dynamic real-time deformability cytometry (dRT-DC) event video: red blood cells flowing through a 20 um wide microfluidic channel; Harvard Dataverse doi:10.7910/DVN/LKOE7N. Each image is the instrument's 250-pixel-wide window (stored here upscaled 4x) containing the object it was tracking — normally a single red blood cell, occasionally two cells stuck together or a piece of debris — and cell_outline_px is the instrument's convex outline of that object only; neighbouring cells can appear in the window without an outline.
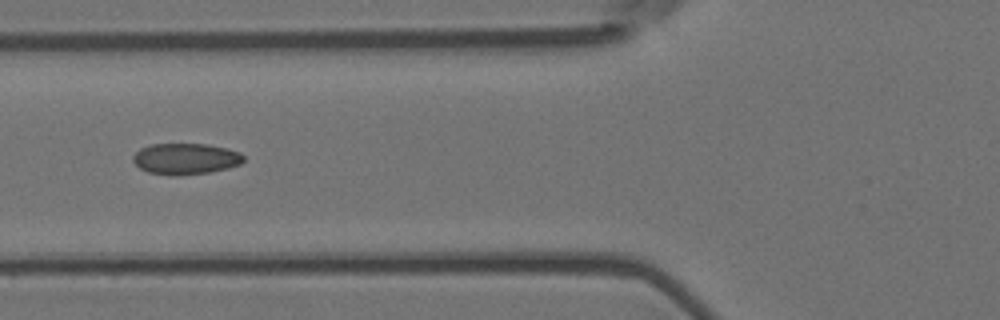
{"species": "Egyptian fruit bat (a non-hibernating species)", "species_latin": "Rousettus aegyptiacus", "temperature_condition": "room temperature", "stored_images_in_passage": 9, "camera_frame_rate_fps": 3000, "um_per_image_px": 0.085, "animal": {"sex": "female"}, "frame": {"image": 1, "passage_image": 6, "time_ms": 1.667, "image_size_px": [1000, 320], "cell_outline_px": [[244, 160], [240, 164], [228, 168], [208, 172], [176, 176], [172, 176], [148, 172], [140, 168], [132, 160], [132, 156], [140, 148], [152, 144], [208, 144], [228, 148], [240, 152], [244, 156]], "centroid_in_image_um": [15.78, 13.49], "position_along_channel_um": 110.0, "area_um2": 20.17}}
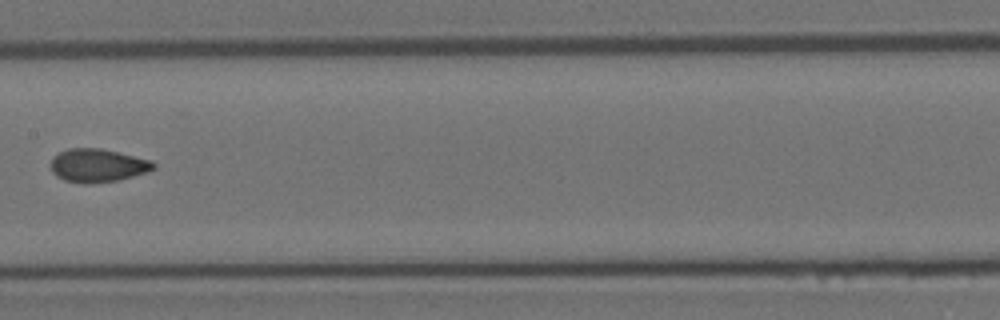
{"frame": {"image": 2, "passage_image": 8, "time_ms": 2.333, "image_size_px": [1000, 320], "cell_outline_px": [[156, 168], [148, 172], [120, 180], [88, 184], [84, 184], [64, 180], [56, 176], [52, 172], [48, 164], [52, 156], [68, 148], [100, 148], [152, 160], [156, 164]], "centroid_in_image_um": [8.28, 14.07], "position_along_channel_um": 199.1, "area_um2": 20.35}}
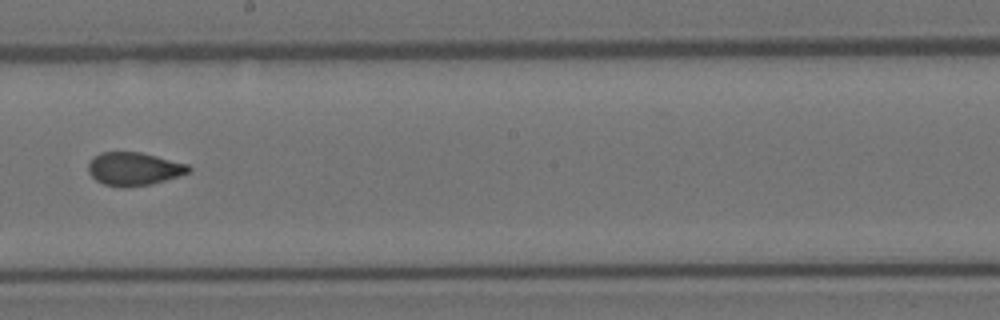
{"frame": {"image": 3, "passage_image": 9, "time_ms": 2.667, "image_size_px": [1000, 320], "cell_outline_px": [[192, 168], [188, 172], [152, 184], [128, 188], [120, 188], [104, 184], [96, 180], [88, 172], [88, 164], [92, 156], [100, 152], [140, 152], [188, 164]], "centroid_in_image_um": [11.33, 14.36], "position_along_channel_um": 236.9, "area_um2": 19.48}}